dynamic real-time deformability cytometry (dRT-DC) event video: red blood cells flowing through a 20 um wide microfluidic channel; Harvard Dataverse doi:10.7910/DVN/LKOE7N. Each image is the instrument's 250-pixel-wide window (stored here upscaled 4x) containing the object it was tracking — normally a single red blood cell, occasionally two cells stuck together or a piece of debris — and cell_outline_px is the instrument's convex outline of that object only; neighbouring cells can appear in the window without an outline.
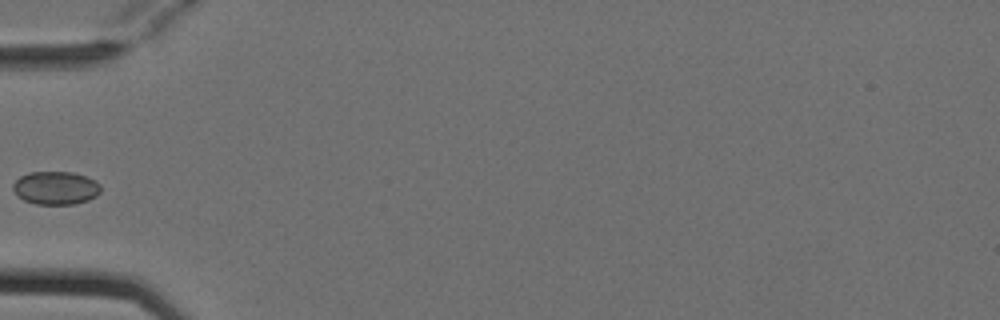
{"species": "Egyptian fruit bat (a non-hibernating species)", "species_latin": "Rousettus aegyptiacus", "temperature_condition": "cold", "stored_images_in_passage": 3, "camera_frame_rate_fps": 3000, "um_per_image_px": 0.085, "animal": {"sex": "female"}, "frame": {"image": 1, "passage_image": 3, "time_ms": 0.667, "image_size_px": [1000, 320], "cell_outline_px": [[100, 192], [96, 196], [88, 200], [72, 204], [36, 204], [24, 200], [16, 196], [12, 188], [12, 184], [20, 176], [32, 172], [72, 172], [96, 180], [100, 184]], "centroid_in_image_um": [4.72, 15.97], "position_along_channel_um": 80.3, "area_um2": 16.99}}